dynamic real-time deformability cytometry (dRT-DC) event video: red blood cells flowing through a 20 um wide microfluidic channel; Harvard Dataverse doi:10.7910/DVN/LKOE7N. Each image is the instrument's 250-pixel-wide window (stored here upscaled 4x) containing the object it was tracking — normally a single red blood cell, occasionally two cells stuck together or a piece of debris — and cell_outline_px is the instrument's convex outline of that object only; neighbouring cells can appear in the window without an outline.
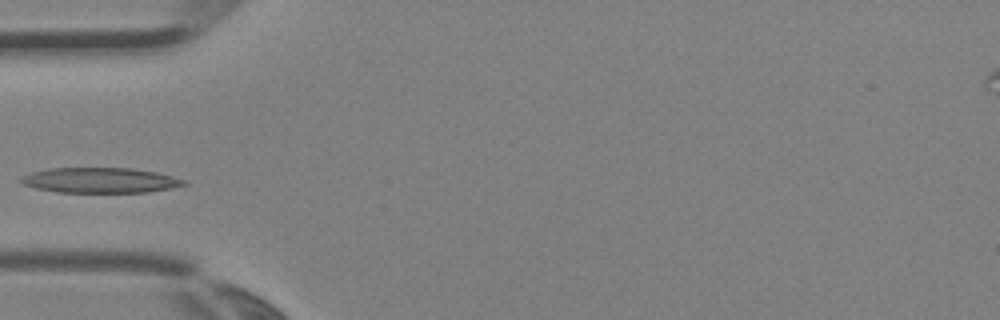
{"species": "Egyptian fruit bat (a non-hibernating species)", "species_latin": "Rousettus aegyptiacus", "temperature_condition": "room temperature", "stored_images_in_passage": 1, "camera_frame_rate_fps": 3000, "um_per_image_px": 0.085, "animal": {"sex": "female"}, "frame": {"image": 1, "passage_image": 1, "time_ms": 0.0, "image_size_px": [1000, 320], "cell_outline_px": [[188, 184], [172, 188], [148, 192], [56, 192], [36, 188], [24, 184], [20, 180], [24, 176], [32, 172], [48, 168], [132, 168], [156, 172], [188, 180]], "centroid_in_image_um": [8.58, 15.32], "position_along_channel_um": 76.4, "area_um2": 23.93}}